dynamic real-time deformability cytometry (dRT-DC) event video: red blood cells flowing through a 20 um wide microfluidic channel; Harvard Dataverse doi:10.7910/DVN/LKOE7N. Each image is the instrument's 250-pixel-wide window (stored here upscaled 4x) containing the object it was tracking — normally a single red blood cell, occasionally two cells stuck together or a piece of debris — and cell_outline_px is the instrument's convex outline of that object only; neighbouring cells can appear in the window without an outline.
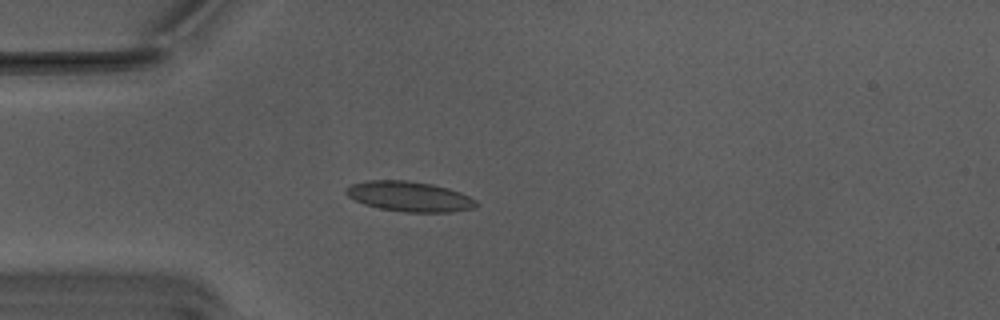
{"species": "Egyptian fruit bat (a non-hibernating species)", "species_latin": "Rousettus aegyptiacus", "temperature_condition": "warm", "stored_images_in_passage": 4, "camera_frame_rate_fps": 3000, "um_per_image_px": 0.085, "animal": {"sex": "male"}, "frame": {"image": 1, "passage_image": 1, "time_ms": 0.0, "image_size_px": [1000, 320], "cell_outline_px": [[480, 204], [476, 208], [452, 212], [404, 212], [380, 208], [364, 204], [348, 196], [344, 192], [344, 188], [352, 184], [368, 180], [408, 180], [432, 184], [448, 188], [460, 192], [476, 200]], "centroid_in_image_um": [34.82, 16.7], "position_along_channel_um": 50.2, "area_um2": 23.0}}